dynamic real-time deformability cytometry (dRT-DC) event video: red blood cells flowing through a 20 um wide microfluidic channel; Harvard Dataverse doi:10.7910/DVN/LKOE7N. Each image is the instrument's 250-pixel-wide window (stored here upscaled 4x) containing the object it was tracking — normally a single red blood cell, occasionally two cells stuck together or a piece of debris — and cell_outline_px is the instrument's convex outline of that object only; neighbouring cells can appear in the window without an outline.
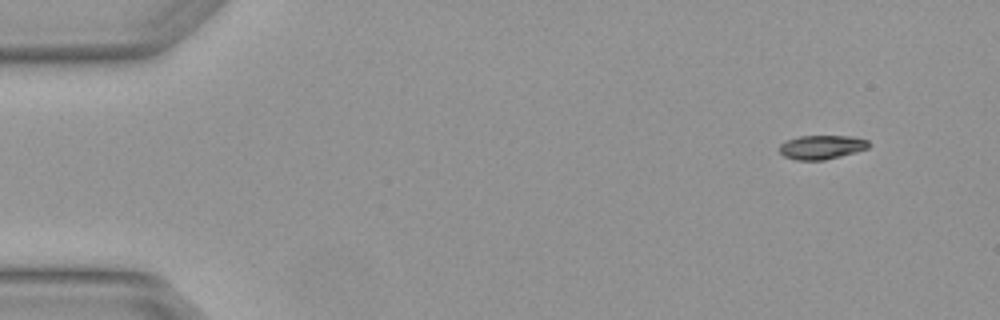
{"species": "Egyptian fruit bat (a non-hibernating species)", "species_latin": "Rousettus aegyptiacus", "temperature_condition": "warm", "stored_images_in_passage": 4, "camera_frame_rate_fps": 3000, "um_per_image_px": 0.085, "animal": {"sex": "female"}, "frame": {"image": 1, "passage_image": 1, "time_ms": 0.0, "image_size_px": [1000, 320], "cell_outline_px": [[868, 148], [840, 156], [824, 160], [796, 160], [784, 156], [780, 152], [780, 144], [784, 140], [800, 136], [848, 136], [868, 140]], "centroid_in_image_um": [69.79, 12.5], "position_along_channel_um": 15.2, "area_um2": 12.37}}
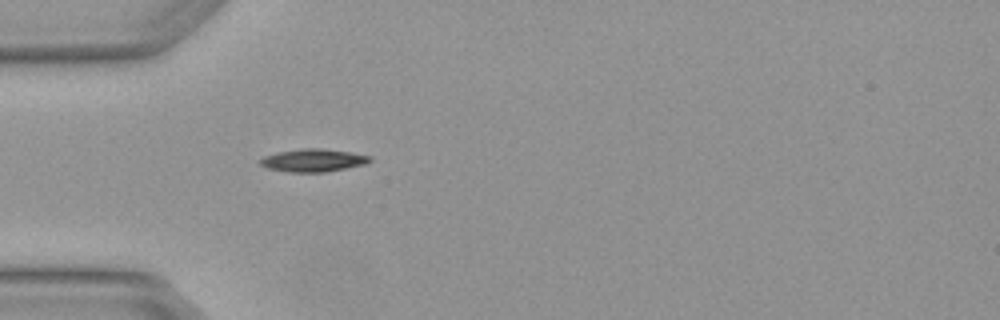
{"frame": {"image": 2, "passage_image": 4, "time_ms": 1.0, "image_size_px": [1000, 320], "cell_outline_px": [[372, 160], [364, 164], [324, 172], [288, 172], [268, 168], [260, 164], [256, 160], [264, 156], [276, 152], [304, 148], [320, 148], [352, 152], [372, 156]], "centroid_in_image_um": [26.59, 13.62], "position_along_channel_um": 58.4, "area_um2": 14.62}}